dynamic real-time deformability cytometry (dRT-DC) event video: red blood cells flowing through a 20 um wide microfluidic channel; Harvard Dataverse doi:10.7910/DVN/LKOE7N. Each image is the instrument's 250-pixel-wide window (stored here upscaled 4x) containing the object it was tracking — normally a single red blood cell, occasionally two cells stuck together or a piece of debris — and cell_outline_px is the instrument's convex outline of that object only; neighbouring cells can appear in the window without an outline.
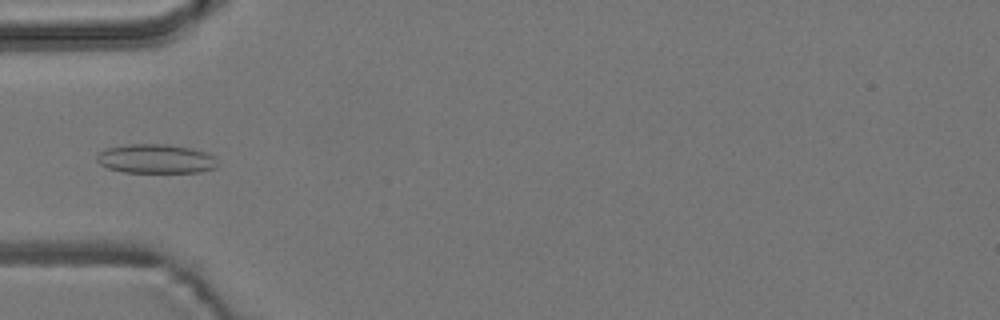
{"species": "common noctule bat (a hibernating species)", "species_latin": "Nyctalus noctula", "temperature_condition": "room temperature", "stored_images_in_passage": 6, "camera_frame_rate_fps": 3000, "um_per_image_px": 0.085, "animal": {"sex": "male", "body_mass_g": 19.2, "forearm_length_mm": 51.8}, "frame": {"image": 1, "passage_image": 6, "time_ms": 5.667, "image_size_px": [1000, 320], "cell_outline_px": [[216, 168], [200, 172], [124, 172], [108, 168], [100, 164], [96, 160], [96, 156], [100, 152], [108, 148], [128, 144], [168, 144], [192, 148], [204, 152], [212, 156], [216, 164]], "centroid_in_image_um": [13.22, 13.5], "position_along_channel_um": 71.8, "area_um2": 20.35}}